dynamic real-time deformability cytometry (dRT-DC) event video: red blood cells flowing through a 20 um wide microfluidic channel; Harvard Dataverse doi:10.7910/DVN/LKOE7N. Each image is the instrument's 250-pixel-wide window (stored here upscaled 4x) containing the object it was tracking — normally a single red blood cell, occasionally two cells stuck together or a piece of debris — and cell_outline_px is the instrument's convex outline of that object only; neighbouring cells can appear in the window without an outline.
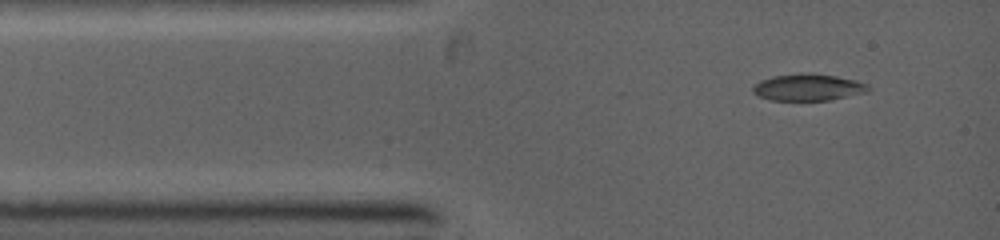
{"species": "common noctule bat (a hibernating species)", "species_latin": "Nyctalus noctula", "temperature_condition": "warm", "stored_images_in_passage": 14, "camera_frame_rate_fps": 5000, "um_per_image_px": 0.085, "animal": {"sex": "female", "body_mass_g": 19.0, "forearm_length_mm": 53.3}, "frame": {"image": 1, "passage_image": 1, "time_ms": 0.0, "image_size_px": [1000, 240], "cell_outline_px": [[872, 88], [868, 92], [828, 100], [772, 100], [760, 96], [752, 92], [752, 88], [760, 80], [772, 76], [804, 72], [812, 72], [836, 76], [856, 80], [868, 84]], "centroid_in_image_um": [68.72, 7.4], "position_along_channel_um": 16.3, "area_um2": 18.15}}
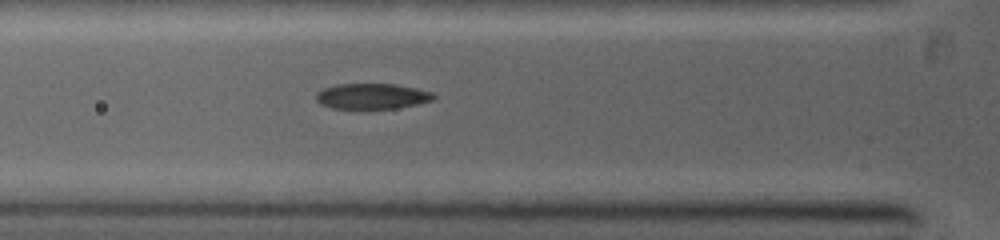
{"frame": {"image": 2, "passage_image": 6, "time_ms": 2.4, "image_size_px": [1000, 240], "cell_outline_px": [[436, 96], [432, 100], [416, 104], [396, 108], [332, 108], [320, 104], [316, 100], [316, 92], [324, 88], [336, 84], [396, 84], [416, 88], [432, 92]], "centroid_in_image_um": [31.6, 8.17], "position_along_channel_um": 94.2, "area_um2": 17.4}}
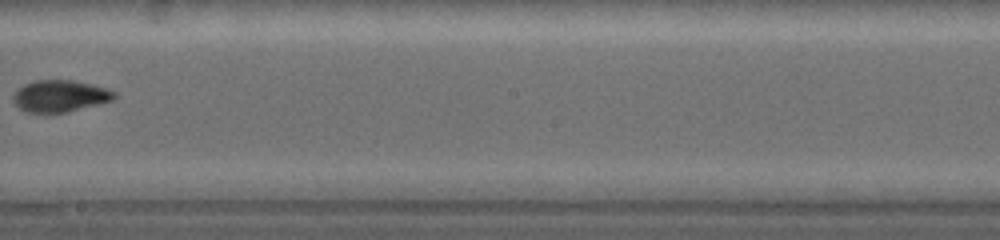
{"frame": {"image": 3, "passage_image": 13, "time_ms": 5.6, "image_size_px": [1000, 240], "cell_outline_px": [[116, 96], [112, 100], [68, 112], [28, 112], [20, 108], [12, 100], [12, 96], [24, 84], [32, 80], [72, 80], [92, 84], [116, 92]], "centroid_in_image_um": [5.09, 8.15], "position_along_channel_um": 243.1, "area_um2": 18.5}}